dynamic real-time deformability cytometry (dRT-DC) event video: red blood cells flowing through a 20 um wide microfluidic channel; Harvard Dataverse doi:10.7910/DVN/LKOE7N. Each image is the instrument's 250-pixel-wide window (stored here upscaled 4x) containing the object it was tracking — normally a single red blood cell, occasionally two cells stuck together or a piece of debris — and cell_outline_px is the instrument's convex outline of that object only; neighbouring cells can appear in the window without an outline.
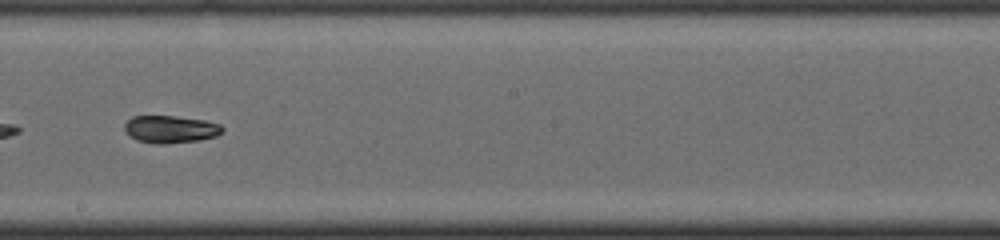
{"species": "common noctule bat (a hibernating species)", "species_latin": "Nyctalus noctula", "temperature_condition": "cold", "stored_images_in_passage": 37, "camera_frame_rate_fps": 3000, "um_per_image_px": 0.085, "animal": {"sex": "male", "body_mass_g": 19.0, "forearm_length_mm": 50.8}, "frame": {"image": 1, "passage_image": 16, "time_ms": 5.0, "image_size_px": [1000, 240], "cell_outline_px": [[224, 132], [216, 136], [200, 140], [164, 144], [160, 144], [136, 140], [128, 136], [124, 128], [124, 124], [132, 116], [172, 116], [204, 120], [220, 124], [224, 128]], "centroid_in_image_um": [14.49, 10.99], "position_along_channel_um": 233.7, "area_um2": 15.72}}
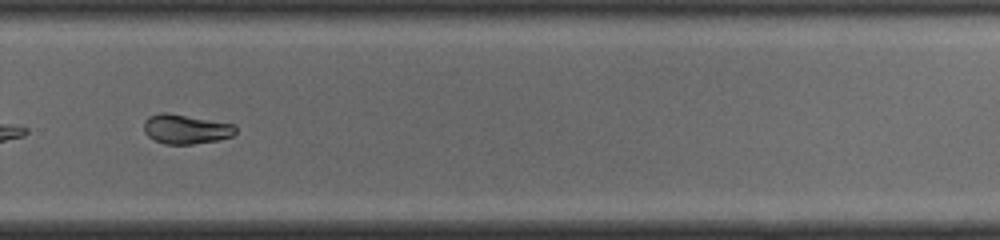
{"frame": {"image": 2, "passage_image": 22, "time_ms": 7.0, "image_size_px": [1000, 240], "cell_outline_px": [[236, 132], [232, 136], [220, 140], [192, 144], [164, 144], [148, 136], [144, 132], [144, 120], [148, 116], [160, 112], [168, 112], [236, 124]], "centroid_in_image_um": [15.8, 10.96], "position_along_channel_um": 314.0, "area_um2": 16.01}}